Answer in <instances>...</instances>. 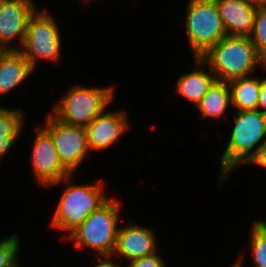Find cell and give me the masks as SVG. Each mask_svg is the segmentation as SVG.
Instances as JSON below:
<instances>
[{
  "instance_id": "cell-25",
  "label": "cell",
  "mask_w": 266,
  "mask_h": 267,
  "mask_svg": "<svg viewBox=\"0 0 266 267\" xmlns=\"http://www.w3.org/2000/svg\"><path fill=\"white\" fill-rule=\"evenodd\" d=\"M99 262L94 267H120V263H115L112 257H98Z\"/></svg>"
},
{
  "instance_id": "cell-12",
  "label": "cell",
  "mask_w": 266,
  "mask_h": 267,
  "mask_svg": "<svg viewBox=\"0 0 266 267\" xmlns=\"http://www.w3.org/2000/svg\"><path fill=\"white\" fill-rule=\"evenodd\" d=\"M157 237L153 229L140 225L118 227L116 248L113 256L131 261L158 251Z\"/></svg>"
},
{
  "instance_id": "cell-21",
  "label": "cell",
  "mask_w": 266,
  "mask_h": 267,
  "mask_svg": "<svg viewBox=\"0 0 266 267\" xmlns=\"http://www.w3.org/2000/svg\"><path fill=\"white\" fill-rule=\"evenodd\" d=\"M19 247L20 237L17 233L0 241V267H13L19 262Z\"/></svg>"
},
{
  "instance_id": "cell-4",
  "label": "cell",
  "mask_w": 266,
  "mask_h": 267,
  "mask_svg": "<svg viewBox=\"0 0 266 267\" xmlns=\"http://www.w3.org/2000/svg\"><path fill=\"white\" fill-rule=\"evenodd\" d=\"M114 92L113 86H73L54 105L51 114L65 124L87 127L107 109L114 99Z\"/></svg>"
},
{
  "instance_id": "cell-20",
  "label": "cell",
  "mask_w": 266,
  "mask_h": 267,
  "mask_svg": "<svg viewBox=\"0 0 266 267\" xmlns=\"http://www.w3.org/2000/svg\"><path fill=\"white\" fill-rule=\"evenodd\" d=\"M249 37L255 45L260 58L266 64V6L258 7L253 30Z\"/></svg>"
},
{
  "instance_id": "cell-19",
  "label": "cell",
  "mask_w": 266,
  "mask_h": 267,
  "mask_svg": "<svg viewBox=\"0 0 266 267\" xmlns=\"http://www.w3.org/2000/svg\"><path fill=\"white\" fill-rule=\"evenodd\" d=\"M250 249L255 267H266V230L255 221L250 229Z\"/></svg>"
},
{
  "instance_id": "cell-13",
  "label": "cell",
  "mask_w": 266,
  "mask_h": 267,
  "mask_svg": "<svg viewBox=\"0 0 266 267\" xmlns=\"http://www.w3.org/2000/svg\"><path fill=\"white\" fill-rule=\"evenodd\" d=\"M229 36H247L252 33L258 7L244 0H215Z\"/></svg>"
},
{
  "instance_id": "cell-8",
  "label": "cell",
  "mask_w": 266,
  "mask_h": 267,
  "mask_svg": "<svg viewBox=\"0 0 266 267\" xmlns=\"http://www.w3.org/2000/svg\"><path fill=\"white\" fill-rule=\"evenodd\" d=\"M43 128L52 136L63 167L75 174L90 153L85 127L65 124L49 113Z\"/></svg>"
},
{
  "instance_id": "cell-27",
  "label": "cell",
  "mask_w": 266,
  "mask_h": 267,
  "mask_svg": "<svg viewBox=\"0 0 266 267\" xmlns=\"http://www.w3.org/2000/svg\"><path fill=\"white\" fill-rule=\"evenodd\" d=\"M242 258H239L234 264H232V266H230V267H243L242 266Z\"/></svg>"
},
{
  "instance_id": "cell-14",
  "label": "cell",
  "mask_w": 266,
  "mask_h": 267,
  "mask_svg": "<svg viewBox=\"0 0 266 267\" xmlns=\"http://www.w3.org/2000/svg\"><path fill=\"white\" fill-rule=\"evenodd\" d=\"M33 71L19 50L5 51L0 57V96L20 85Z\"/></svg>"
},
{
  "instance_id": "cell-2",
  "label": "cell",
  "mask_w": 266,
  "mask_h": 267,
  "mask_svg": "<svg viewBox=\"0 0 266 267\" xmlns=\"http://www.w3.org/2000/svg\"><path fill=\"white\" fill-rule=\"evenodd\" d=\"M200 58L220 81L249 77L251 71L260 64L266 70L265 62L247 36L227 35Z\"/></svg>"
},
{
  "instance_id": "cell-17",
  "label": "cell",
  "mask_w": 266,
  "mask_h": 267,
  "mask_svg": "<svg viewBox=\"0 0 266 267\" xmlns=\"http://www.w3.org/2000/svg\"><path fill=\"white\" fill-rule=\"evenodd\" d=\"M228 83L233 108H237L238 111L258 109L261 79L249 76Z\"/></svg>"
},
{
  "instance_id": "cell-6",
  "label": "cell",
  "mask_w": 266,
  "mask_h": 267,
  "mask_svg": "<svg viewBox=\"0 0 266 267\" xmlns=\"http://www.w3.org/2000/svg\"><path fill=\"white\" fill-rule=\"evenodd\" d=\"M184 27L193 58L227 36L215 0H188Z\"/></svg>"
},
{
  "instance_id": "cell-10",
  "label": "cell",
  "mask_w": 266,
  "mask_h": 267,
  "mask_svg": "<svg viewBox=\"0 0 266 267\" xmlns=\"http://www.w3.org/2000/svg\"><path fill=\"white\" fill-rule=\"evenodd\" d=\"M36 11L32 0L5 1L0 8V46L6 51L20 50L25 39L29 19ZM18 38L20 48L11 46ZM10 44V45H9Z\"/></svg>"
},
{
  "instance_id": "cell-5",
  "label": "cell",
  "mask_w": 266,
  "mask_h": 267,
  "mask_svg": "<svg viewBox=\"0 0 266 267\" xmlns=\"http://www.w3.org/2000/svg\"><path fill=\"white\" fill-rule=\"evenodd\" d=\"M102 181L95 184L67 185L62 192L51 219V226L68 232V235L80 226L94 211L100 209L111 198L104 194Z\"/></svg>"
},
{
  "instance_id": "cell-29",
  "label": "cell",
  "mask_w": 266,
  "mask_h": 267,
  "mask_svg": "<svg viewBox=\"0 0 266 267\" xmlns=\"http://www.w3.org/2000/svg\"><path fill=\"white\" fill-rule=\"evenodd\" d=\"M5 51L6 50L3 47L0 46V57L4 54Z\"/></svg>"
},
{
  "instance_id": "cell-15",
  "label": "cell",
  "mask_w": 266,
  "mask_h": 267,
  "mask_svg": "<svg viewBox=\"0 0 266 267\" xmlns=\"http://www.w3.org/2000/svg\"><path fill=\"white\" fill-rule=\"evenodd\" d=\"M194 63H196L195 66L197 68L179 77L176 83V90L182 97L189 99L197 106L217 79L210 68L209 72L205 71V62L200 57L194 58ZM200 66L203 67L201 68Z\"/></svg>"
},
{
  "instance_id": "cell-3",
  "label": "cell",
  "mask_w": 266,
  "mask_h": 267,
  "mask_svg": "<svg viewBox=\"0 0 266 267\" xmlns=\"http://www.w3.org/2000/svg\"><path fill=\"white\" fill-rule=\"evenodd\" d=\"M120 213L119 199L111 198L97 211L92 212L84 222L67 237L80 249L88 247L102 255L113 257L118 233Z\"/></svg>"
},
{
  "instance_id": "cell-22",
  "label": "cell",
  "mask_w": 266,
  "mask_h": 267,
  "mask_svg": "<svg viewBox=\"0 0 266 267\" xmlns=\"http://www.w3.org/2000/svg\"><path fill=\"white\" fill-rule=\"evenodd\" d=\"M129 267H167L165 261L157 252L135 259L129 263Z\"/></svg>"
},
{
  "instance_id": "cell-24",
  "label": "cell",
  "mask_w": 266,
  "mask_h": 267,
  "mask_svg": "<svg viewBox=\"0 0 266 267\" xmlns=\"http://www.w3.org/2000/svg\"><path fill=\"white\" fill-rule=\"evenodd\" d=\"M258 110L266 114V78L261 79Z\"/></svg>"
},
{
  "instance_id": "cell-30",
  "label": "cell",
  "mask_w": 266,
  "mask_h": 267,
  "mask_svg": "<svg viewBox=\"0 0 266 267\" xmlns=\"http://www.w3.org/2000/svg\"><path fill=\"white\" fill-rule=\"evenodd\" d=\"M5 1H9V0H0V8H1L2 4H3Z\"/></svg>"
},
{
  "instance_id": "cell-11",
  "label": "cell",
  "mask_w": 266,
  "mask_h": 267,
  "mask_svg": "<svg viewBox=\"0 0 266 267\" xmlns=\"http://www.w3.org/2000/svg\"><path fill=\"white\" fill-rule=\"evenodd\" d=\"M90 151L105 149L114 143L130 128L127 112L104 111L98 115L87 127Z\"/></svg>"
},
{
  "instance_id": "cell-7",
  "label": "cell",
  "mask_w": 266,
  "mask_h": 267,
  "mask_svg": "<svg viewBox=\"0 0 266 267\" xmlns=\"http://www.w3.org/2000/svg\"><path fill=\"white\" fill-rule=\"evenodd\" d=\"M55 19L47 11L36 10L27 25L22 48L19 50L35 70L40 59L57 62L61 54V35Z\"/></svg>"
},
{
  "instance_id": "cell-26",
  "label": "cell",
  "mask_w": 266,
  "mask_h": 267,
  "mask_svg": "<svg viewBox=\"0 0 266 267\" xmlns=\"http://www.w3.org/2000/svg\"><path fill=\"white\" fill-rule=\"evenodd\" d=\"M248 4H251L256 7H265L266 6V0H244Z\"/></svg>"
},
{
  "instance_id": "cell-23",
  "label": "cell",
  "mask_w": 266,
  "mask_h": 267,
  "mask_svg": "<svg viewBox=\"0 0 266 267\" xmlns=\"http://www.w3.org/2000/svg\"><path fill=\"white\" fill-rule=\"evenodd\" d=\"M254 164L266 168V138L262 141L256 155L248 164Z\"/></svg>"
},
{
  "instance_id": "cell-1",
  "label": "cell",
  "mask_w": 266,
  "mask_h": 267,
  "mask_svg": "<svg viewBox=\"0 0 266 267\" xmlns=\"http://www.w3.org/2000/svg\"><path fill=\"white\" fill-rule=\"evenodd\" d=\"M233 120L230 139L220 158V185L233 169L250 162L266 138V114L258 109L237 111Z\"/></svg>"
},
{
  "instance_id": "cell-9",
  "label": "cell",
  "mask_w": 266,
  "mask_h": 267,
  "mask_svg": "<svg viewBox=\"0 0 266 267\" xmlns=\"http://www.w3.org/2000/svg\"><path fill=\"white\" fill-rule=\"evenodd\" d=\"M31 152L34 178L41 186L53 187L69 181L71 174L61 164L52 136L43 128H36Z\"/></svg>"
},
{
  "instance_id": "cell-16",
  "label": "cell",
  "mask_w": 266,
  "mask_h": 267,
  "mask_svg": "<svg viewBox=\"0 0 266 267\" xmlns=\"http://www.w3.org/2000/svg\"><path fill=\"white\" fill-rule=\"evenodd\" d=\"M229 106H232L229 83L216 80L196 107L202 119L210 117L218 119L224 115Z\"/></svg>"
},
{
  "instance_id": "cell-18",
  "label": "cell",
  "mask_w": 266,
  "mask_h": 267,
  "mask_svg": "<svg viewBox=\"0 0 266 267\" xmlns=\"http://www.w3.org/2000/svg\"><path fill=\"white\" fill-rule=\"evenodd\" d=\"M24 118L18 109L0 106V162L21 134Z\"/></svg>"
},
{
  "instance_id": "cell-28",
  "label": "cell",
  "mask_w": 266,
  "mask_h": 267,
  "mask_svg": "<svg viewBox=\"0 0 266 267\" xmlns=\"http://www.w3.org/2000/svg\"><path fill=\"white\" fill-rule=\"evenodd\" d=\"M257 222L266 230V221H264V220H257Z\"/></svg>"
}]
</instances>
